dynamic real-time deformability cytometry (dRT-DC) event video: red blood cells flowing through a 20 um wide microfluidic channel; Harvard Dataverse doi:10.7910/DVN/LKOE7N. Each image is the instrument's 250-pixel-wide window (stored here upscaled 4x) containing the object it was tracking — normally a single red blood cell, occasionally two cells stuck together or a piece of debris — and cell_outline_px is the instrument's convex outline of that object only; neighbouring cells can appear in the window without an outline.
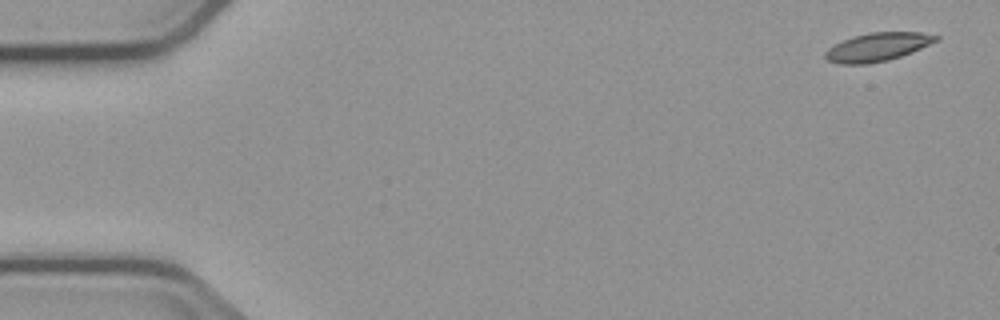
{"species": "common noctule bat (a hibernating species)", "species_latin": "Nyctalus noctula", "temperature_condition": "cold", "stored_images_in_passage": 5, "camera_frame_rate_fps": 3000, "um_per_image_px": 0.085, "animal": {"sex": "male", "body_mass_g": 23.1, "forearm_length_mm": 52.7}, "frame": {"image": 1, "passage_image": 1, "time_ms": 0.0, "image_size_px": [1000, 320], "cell_outline_px": [[940, 40], [912, 52], [888, 60], [868, 64], [840, 64], [828, 60], [824, 56], [824, 52], [828, 48], [852, 36], [868, 32], [920, 32], [940, 36]], "centroid_in_image_um": [74.61, 3.99], "position_along_channel_um": 10.4, "area_um2": 18.38}}
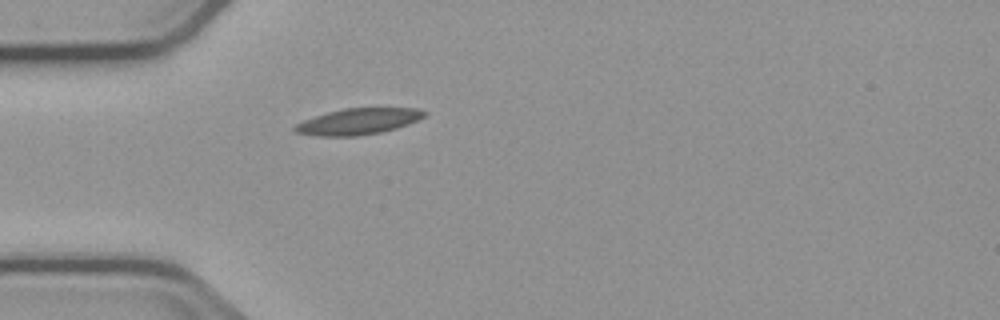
{"frame": {"image": 2, "passage_image": 5, "time_ms": 4.667, "image_size_px": [1000, 320], "cell_outline_px": [[428, 112], [424, 116], [408, 124], [396, 128], [380, 132], [356, 136], [316, 136], [296, 132], [292, 128], [296, 124], [304, 120], [328, 112], [344, 108], [416, 108]], "centroid_in_image_um": [30.44, 10.32], "position_along_channel_um": 54.6, "area_um2": 19.54}}